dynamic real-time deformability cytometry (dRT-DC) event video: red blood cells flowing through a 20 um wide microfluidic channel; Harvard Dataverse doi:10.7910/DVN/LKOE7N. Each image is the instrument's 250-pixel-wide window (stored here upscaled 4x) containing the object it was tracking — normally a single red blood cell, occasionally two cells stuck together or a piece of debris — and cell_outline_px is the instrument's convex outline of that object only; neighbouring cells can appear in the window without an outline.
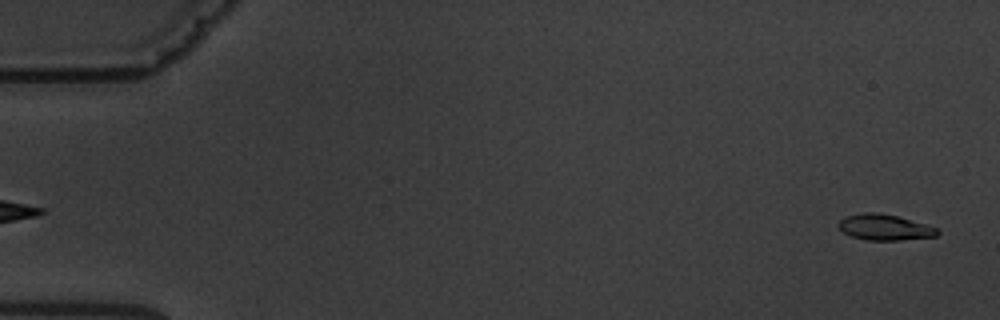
{"species": "common noctule bat (a hibernating species)", "species_latin": "Nyctalus noctula", "temperature_condition": "warm", "stored_images_in_passage": 2, "camera_frame_rate_fps": 3000, "um_per_image_px": 0.085, "animal": {"sex": "male", "body_mass_g": 19.5, "forearm_length_mm": 54.6}, "frame": {"image": 1, "passage_image": 2, "time_ms": 1.0, "image_size_px": [1000, 320], "cell_outline_px": [[940, 232], [936, 236], [900, 240], [868, 240], [852, 236], [844, 232], [836, 224], [840, 220], [848, 216], [864, 212], [876, 212], [896, 216], [928, 224], [936, 228]], "centroid_in_image_um": [75.21, 19.32], "position_along_channel_um": 9.8, "area_um2": 14.74}}